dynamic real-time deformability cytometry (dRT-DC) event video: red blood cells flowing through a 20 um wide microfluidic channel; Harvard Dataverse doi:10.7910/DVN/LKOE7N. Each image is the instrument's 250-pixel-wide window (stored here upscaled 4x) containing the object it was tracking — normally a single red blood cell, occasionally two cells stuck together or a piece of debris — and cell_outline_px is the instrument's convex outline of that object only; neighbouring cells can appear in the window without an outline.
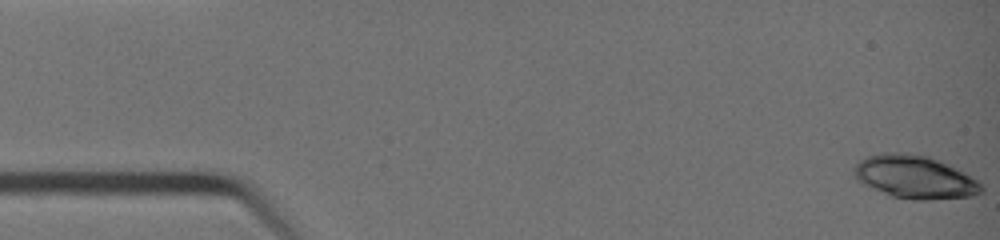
{"species": "common noctule bat (a hibernating species)", "species_latin": "Nyctalus noctula", "temperature_condition": "warm", "stored_images_in_passage": 41, "camera_frame_rate_fps": 3000, "um_per_image_px": 0.085, "animal": {"sex": "female", "body_mass_g": 19.0, "forearm_length_mm": 51.5}, "frame": {"image": 1, "passage_image": 1, "time_ms": 0.0, "image_size_px": [1000, 240], "cell_outline_px": [[984, 192], [972, 196], [932, 200], [912, 200], [892, 196], [864, 184], [856, 180], [852, 172], [852, 168], [860, 160], [868, 156], [884, 152], [908, 152], [928, 156], [940, 160], [964, 172], [984, 184]], "centroid_in_image_um": [77.78, 15.04], "position_along_channel_um": 7.2, "area_um2": 32.37}}
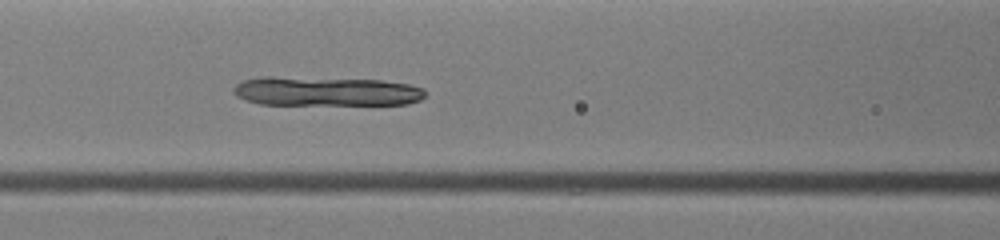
{"frame": {"image": 2, "passage_image": 18, "time_ms": 5.667, "image_size_px": [1000, 240], "cell_outline_px": [[428, 92], [420, 100], [408, 104], [260, 104], [244, 100], [236, 96], [232, 92], [232, 88], [240, 80], [260, 76], [272, 76], [384, 80], [408, 84], [424, 88]], "centroid_in_image_um": [27.67, 7.75], "position_along_channel_um": 138.9, "area_um2": 33.18}}
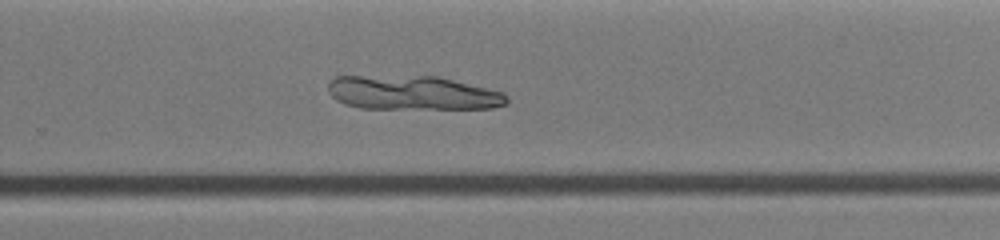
{"frame": {"image": 3, "passage_image": 28, "time_ms": 9.0, "image_size_px": [1000, 240], "cell_outline_px": [[508, 104], [492, 108], [360, 108], [344, 104], [336, 100], [328, 92], [328, 80], [336, 76], [436, 76], [504, 92], [508, 96]], "centroid_in_image_um": [35.05, 7.89], "position_along_channel_um": 294.8, "area_um2": 35.55}}